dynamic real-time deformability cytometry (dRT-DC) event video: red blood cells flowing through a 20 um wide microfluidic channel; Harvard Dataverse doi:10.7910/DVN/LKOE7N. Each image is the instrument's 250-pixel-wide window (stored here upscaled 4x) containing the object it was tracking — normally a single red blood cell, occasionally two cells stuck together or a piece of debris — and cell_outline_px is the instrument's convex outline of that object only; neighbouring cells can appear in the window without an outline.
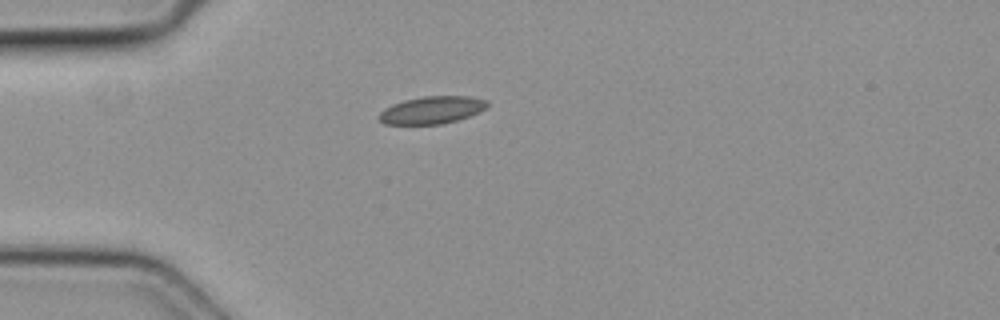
{"species": "common noctule bat (a hibernating species)", "species_latin": "Nyctalus noctula", "temperature_condition": "cold", "stored_images_in_passage": 1, "camera_frame_rate_fps": 3000, "um_per_image_px": 0.085, "animal": {"sex": "female", "body_mass_g": 19.3, "forearm_length_mm": 54.1}, "frame": {"image": 1, "passage_image": 1, "time_ms": 0.0, "image_size_px": [1000, 320], "cell_outline_px": [[488, 104], [480, 112], [456, 120], [440, 124], [384, 124], [380, 120], [380, 112], [384, 108], [392, 104], [404, 100], [424, 96], [468, 96], [488, 100]], "centroid_in_image_um": [36.71, 9.34], "position_along_channel_um": 48.3, "area_um2": 17.17}}